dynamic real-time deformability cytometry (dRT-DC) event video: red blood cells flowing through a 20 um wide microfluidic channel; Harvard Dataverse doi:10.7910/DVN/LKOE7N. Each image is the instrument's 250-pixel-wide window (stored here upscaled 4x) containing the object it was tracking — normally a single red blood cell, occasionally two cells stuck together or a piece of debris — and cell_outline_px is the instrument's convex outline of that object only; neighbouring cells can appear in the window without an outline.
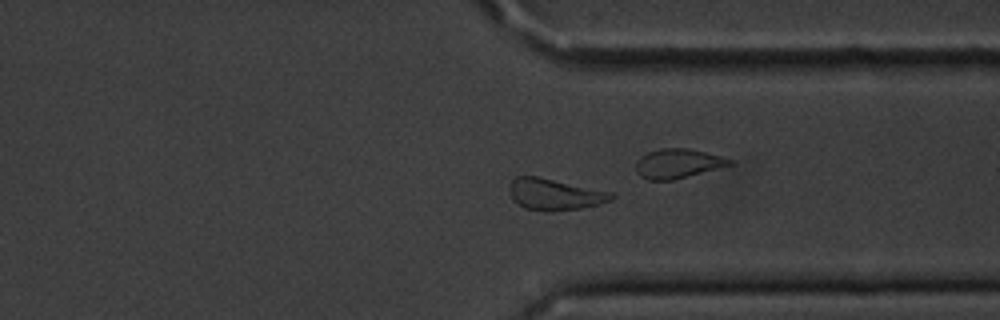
{"species": "common noctule bat (a hibernating species)", "species_latin": "Nyctalus noctula", "temperature_condition": "cold", "stored_images_in_passage": 46, "camera_frame_rate_fps": 3000, "um_per_image_px": 0.085, "animal": {"sex": "male", "body_mass_g": 20.1, "forearm_length_mm": 53.5}, "frame": {"image": 1, "passage_image": 33, "time_ms": 10.667, "image_size_px": [1000, 320], "cell_outline_px": [[616, 196], [612, 200], [580, 208], [552, 212], [548, 212], [524, 208], [512, 200], [508, 192], [508, 184], [516, 176], [536, 176], [612, 192]], "centroid_in_image_um": [47.09, 16.52], "position_along_channel_um": 364.3, "area_um2": 18.79}}
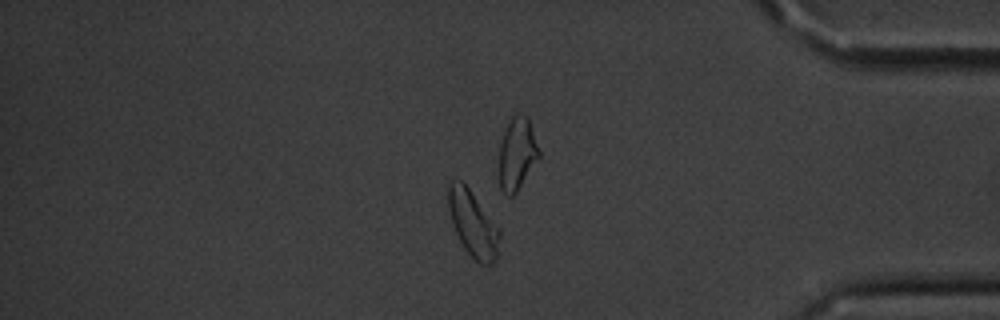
{"frame": {"image": 2, "passage_image": 38, "time_ms": 12.333, "image_size_px": [1000, 320], "cell_outline_px": [[500, 236], [496, 260], [492, 264], [480, 264], [464, 248], [456, 232], [452, 220], [448, 204], [448, 184], [452, 180], [460, 180], [468, 188], [500, 228]], "centroid_in_image_um": [40.22, 19.03], "position_along_channel_um": 395.0, "area_um2": 19.36}, "authors_computed_cell_mechanics": {"area_um2": 19.4786, "velocity_mm_per_s": 3.5739, "shape_relaxation_time_tau1_ms": 3.6297, "shape_relaxation_time_tau2_ms": 3.5535, "deformation_change_tau1": 0.1217, "deformation_change_tau2": 0.0977}}